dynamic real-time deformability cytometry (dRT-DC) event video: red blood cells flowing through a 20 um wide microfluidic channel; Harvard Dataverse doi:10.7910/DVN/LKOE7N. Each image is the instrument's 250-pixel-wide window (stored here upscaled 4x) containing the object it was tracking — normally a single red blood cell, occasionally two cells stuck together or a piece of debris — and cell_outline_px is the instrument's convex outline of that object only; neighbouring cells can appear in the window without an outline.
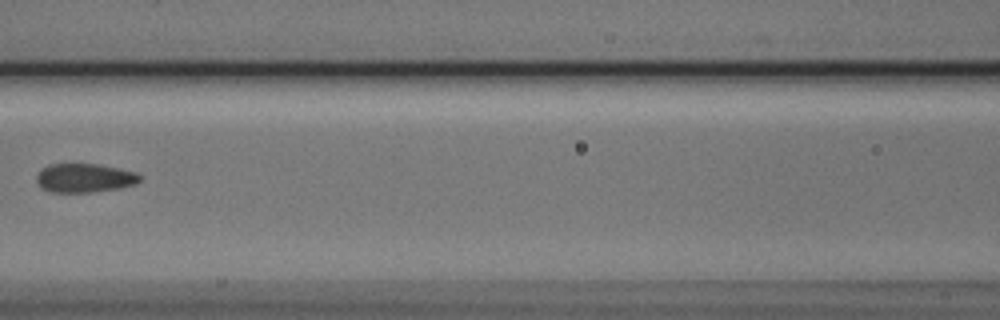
{"species": "Egyptian fruit bat (a non-hibernating species)", "species_latin": "Rousettus aegyptiacus", "temperature_condition": "cold", "stored_images_in_passage": 8, "camera_frame_rate_fps": 3000, "um_per_image_px": 0.085, "animal": {"sex": "male"}, "frame": {"image": 1, "passage_image": 7, "time_ms": 2.0, "image_size_px": [1000, 320], "cell_outline_px": [[140, 180], [136, 184], [120, 188], [88, 192], [52, 192], [40, 188], [36, 180], [36, 176], [40, 168], [48, 164], [96, 164], [136, 172], [140, 176]], "centroid_in_image_um": [7.13, 15.12], "position_along_channel_um": 159.5, "area_um2": 17.4}}
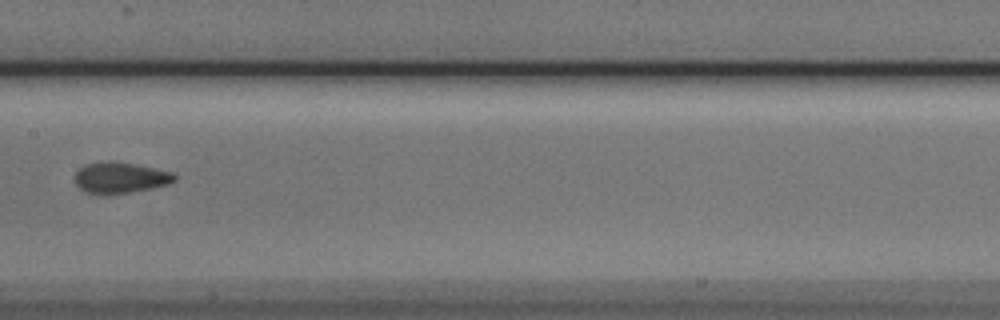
{"frame": {"image": 2, "passage_image": 8, "time_ms": 2.333, "image_size_px": [1000, 320], "cell_outline_px": [[176, 180], [168, 184], [152, 188], [132, 192], [108, 196], [96, 196], [84, 192], [76, 184], [76, 172], [84, 164], [108, 160], [112, 160], [172, 172], [176, 176]], "centroid_in_image_um": [10.17, 15.14], "position_along_channel_um": 197.2, "area_um2": 18.38}}